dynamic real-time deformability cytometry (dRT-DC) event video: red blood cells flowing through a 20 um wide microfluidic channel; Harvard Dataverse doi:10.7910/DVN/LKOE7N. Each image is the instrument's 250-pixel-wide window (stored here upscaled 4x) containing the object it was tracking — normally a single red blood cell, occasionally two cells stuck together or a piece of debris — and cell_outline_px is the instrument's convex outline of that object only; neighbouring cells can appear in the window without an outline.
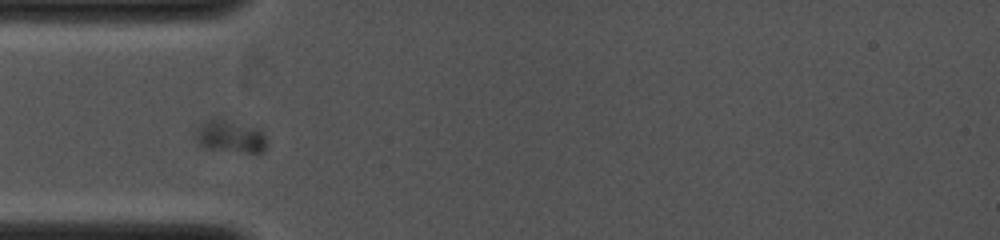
{"species": "common noctule bat (a hibernating species)", "species_latin": "Nyctalus noctula", "temperature_condition": "cold", "stored_images_in_passage": 2, "camera_frame_rate_fps": 4000, "um_per_image_px": 0.085, "animal": {"sex": "female", "body_mass_g": 19.0, "forearm_length_mm": 53.3}, "frame": {"image": 1, "passage_image": 1, "time_ms": 0.0, "image_size_px": [1000, 240], "cell_outline_px": [[264, 152], [248, 152], [204, 148], [200, 144], [196, 136], [196, 128], [200, 124], [212, 116], [216, 116], [252, 128], [260, 132], [264, 136]], "centroid_in_image_um": [19.47, 11.57], "position_along_channel_um": 65.5, "area_um2": 13.01}}